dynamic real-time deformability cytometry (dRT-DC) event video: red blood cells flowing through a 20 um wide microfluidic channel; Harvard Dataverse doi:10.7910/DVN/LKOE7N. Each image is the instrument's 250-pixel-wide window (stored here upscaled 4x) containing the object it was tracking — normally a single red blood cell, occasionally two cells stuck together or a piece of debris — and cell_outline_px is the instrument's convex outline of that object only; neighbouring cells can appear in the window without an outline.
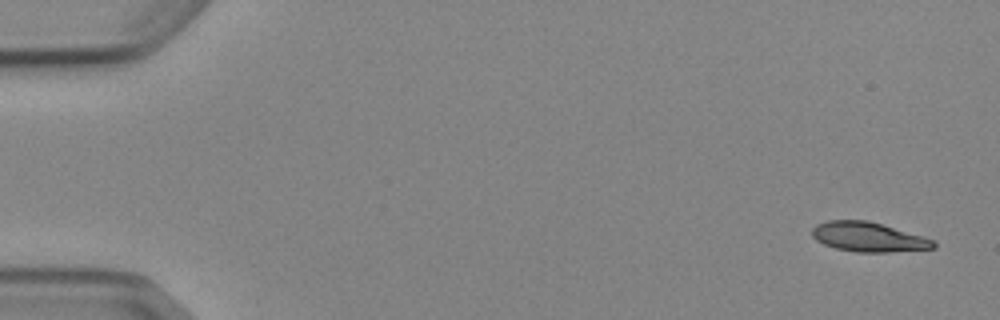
{"species": "Egyptian fruit bat (a non-hibernating species)", "species_latin": "Rousettus aegyptiacus", "temperature_condition": "cold", "stored_images_in_passage": 5, "camera_frame_rate_fps": 3000, "um_per_image_px": 0.085, "animal": {"sex": "female"}, "frame": {"image": 1, "passage_image": 1, "time_ms": 0.0, "image_size_px": [1000, 320], "cell_outline_px": [[936, 248], [888, 252], [856, 252], [836, 248], [824, 244], [816, 240], [812, 236], [812, 228], [816, 224], [828, 220], [868, 220], [924, 236], [932, 240], [936, 244]], "centroid_in_image_um": [73.8, 20.14], "position_along_channel_um": 11.2, "area_um2": 20.92}}
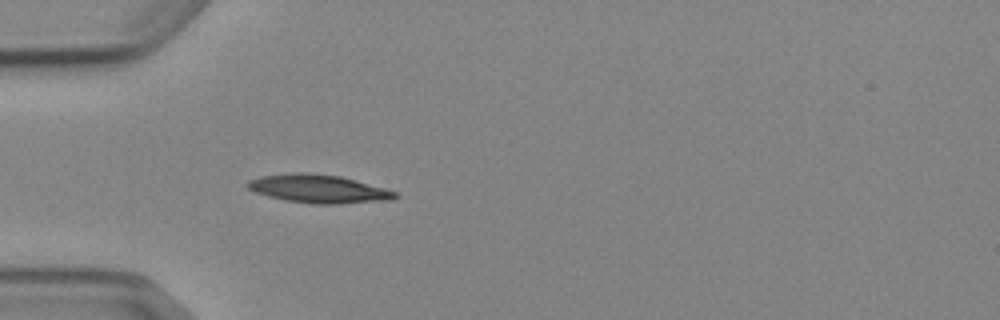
{"frame": {"image": 2, "passage_image": 5, "time_ms": 4.667, "image_size_px": [1000, 320], "cell_outline_px": [[400, 196], [392, 200], [340, 204], [316, 204], [284, 200], [268, 196], [256, 192], [248, 188], [244, 184], [248, 180], [264, 176], [300, 172], [308, 172], [340, 176], [356, 180], [384, 188], [396, 192]], "centroid_in_image_um": [27.1, 16.06], "position_along_channel_um": 57.9, "area_um2": 24.33}}